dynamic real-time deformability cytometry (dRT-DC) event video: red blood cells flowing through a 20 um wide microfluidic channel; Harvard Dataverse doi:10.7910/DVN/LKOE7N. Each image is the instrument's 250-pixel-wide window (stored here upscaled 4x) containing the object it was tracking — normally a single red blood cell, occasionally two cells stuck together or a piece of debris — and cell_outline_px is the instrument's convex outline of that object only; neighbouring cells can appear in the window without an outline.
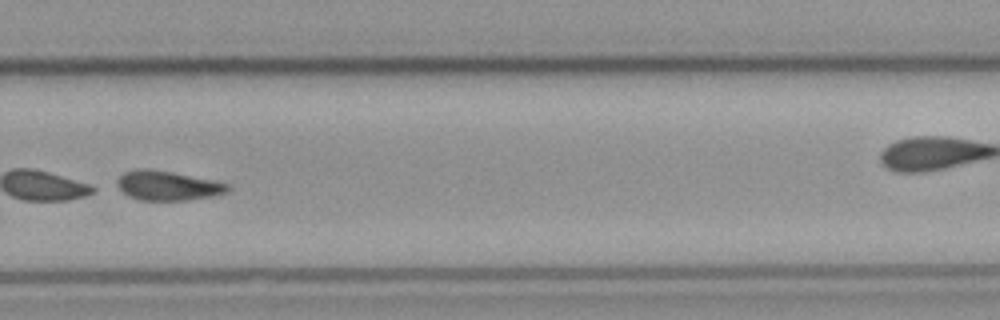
{"species": "common noctule bat (a hibernating species)", "species_latin": "Nyctalus noctula", "temperature_condition": "cold", "stored_images_in_passage": 42, "camera_frame_rate_fps": 3000, "um_per_image_px": 0.085, "animal": {"sex": "male", "body_mass_g": 23.1, "forearm_length_mm": 52.7}, "frame": {"image": 1, "passage_image": 30, "time_ms": 9.667, "image_size_px": [1000, 320], "cell_outline_px": [[232, 188], [228, 192], [212, 196], [188, 200], [140, 200], [128, 196], [116, 184], [116, 180], [124, 172], [136, 168], [148, 168], [172, 172], [212, 180], [228, 184]], "centroid_in_image_um": [14.24, 15.77], "position_along_channel_um": 315.6, "area_um2": 19.02}}